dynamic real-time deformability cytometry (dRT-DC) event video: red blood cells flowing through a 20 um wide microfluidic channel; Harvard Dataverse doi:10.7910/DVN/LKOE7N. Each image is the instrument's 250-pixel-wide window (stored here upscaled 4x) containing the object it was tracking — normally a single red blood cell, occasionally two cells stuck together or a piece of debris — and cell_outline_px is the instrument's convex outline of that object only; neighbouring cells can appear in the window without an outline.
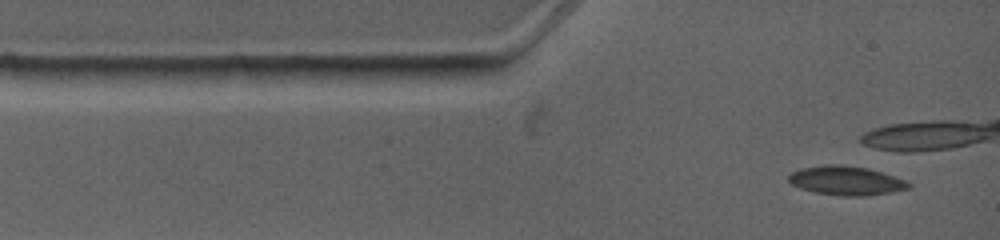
{"species": "common noctule bat (a hibernating species)", "species_latin": "Nyctalus noctula", "temperature_condition": "warm", "stored_images_in_passage": 4, "camera_frame_rate_fps": 4500, "um_per_image_px": 0.085, "animal": {"sex": "female", "body_mass_g": 19.0, "forearm_length_mm": 53.3}, "frame": {"image": 1, "passage_image": 1, "time_ms": 0.0, "image_size_px": [1000, 240], "cell_outline_px": [[912, 188], [892, 192], [864, 196], [844, 196], [816, 192], [800, 188], [792, 184], [788, 180], [788, 176], [792, 172], [800, 168], [824, 164], [840, 164], [868, 168], [904, 180], [912, 184]], "centroid_in_image_um": [71.91, 15.35], "position_along_channel_um": 13.1, "area_um2": 20.29}}
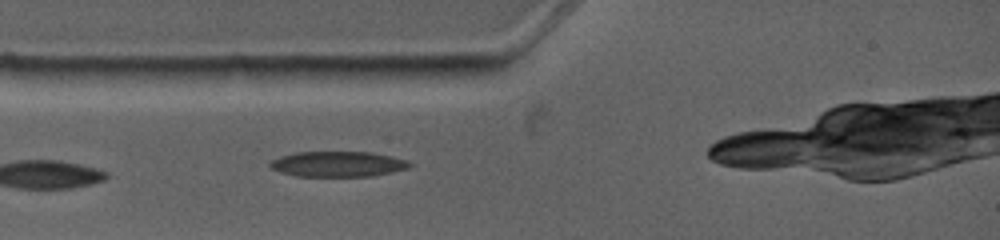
{"frame": {"image": 2, "passage_image": 4, "time_ms": 2.444, "image_size_px": [1000, 240], "cell_outline_px": [[412, 164], [408, 168], [392, 172], [372, 176], [296, 176], [280, 172], [272, 168], [268, 164], [272, 160], [280, 156], [296, 152], [372, 152], [392, 156], [408, 160]], "centroid_in_image_um": [28.73, 13.94], "position_along_channel_um": 56.3, "area_um2": 20.69}}